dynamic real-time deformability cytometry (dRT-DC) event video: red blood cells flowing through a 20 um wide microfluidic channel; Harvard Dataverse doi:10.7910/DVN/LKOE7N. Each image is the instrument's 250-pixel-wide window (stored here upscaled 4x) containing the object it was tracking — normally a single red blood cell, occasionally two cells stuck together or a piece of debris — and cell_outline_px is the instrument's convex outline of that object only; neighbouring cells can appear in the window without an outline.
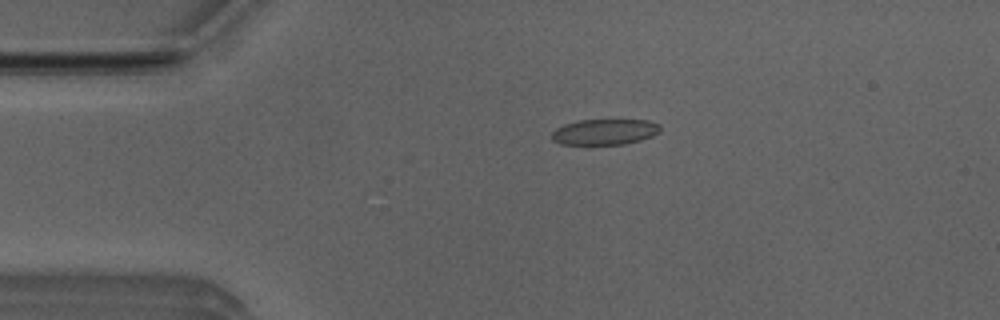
{"species": "Egyptian fruit bat (a non-hibernating species)", "species_latin": "Rousettus aegyptiacus", "temperature_condition": "room temperature", "stored_images_in_passage": 4, "camera_frame_rate_fps": 3000, "um_per_image_px": 0.085, "animal": {"sex": "male"}, "frame": {"image": 1, "passage_image": 3, "time_ms": 0.667, "image_size_px": [1000, 320], "cell_outline_px": [[660, 132], [652, 136], [640, 140], [624, 144], [560, 144], [552, 140], [552, 132], [556, 128], [564, 124], [580, 120], [648, 120], [660, 124]], "centroid_in_image_um": [51.41, 11.2], "position_along_channel_um": 33.6, "area_um2": 16.24}}